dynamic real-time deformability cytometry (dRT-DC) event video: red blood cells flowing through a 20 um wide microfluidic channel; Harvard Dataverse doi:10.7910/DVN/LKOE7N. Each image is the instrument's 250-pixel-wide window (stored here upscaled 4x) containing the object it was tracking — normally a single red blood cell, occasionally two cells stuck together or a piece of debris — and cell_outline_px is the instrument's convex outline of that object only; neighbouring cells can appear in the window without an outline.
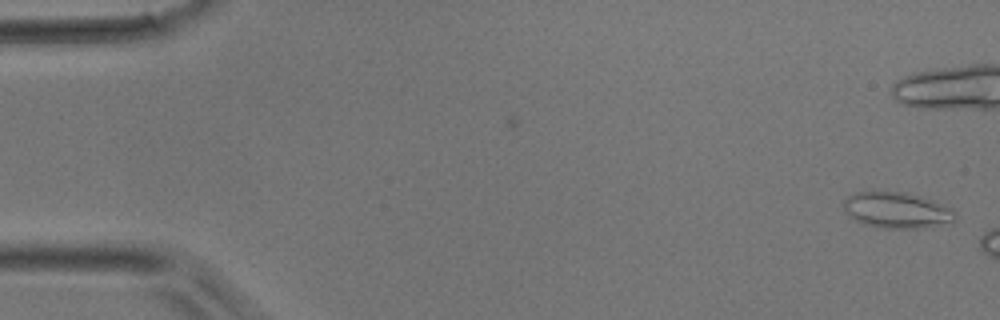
{"species": "common noctule bat (a hibernating species)", "species_latin": "Nyctalus noctula", "temperature_condition": "room temperature", "stored_images_in_passage": 6, "camera_frame_rate_fps": 3000, "um_per_image_px": 0.085, "animal": {"sex": "male", "body_mass_g": 17.9}, "frame": {"image": 1, "passage_image": 1, "time_ms": 0.0, "image_size_px": [1000, 320], "cell_outline_px": [[956, 220], [952, 224], [924, 228], [884, 228], [864, 224], [856, 220], [844, 212], [844, 200], [848, 196], [856, 192], [904, 192], [932, 200], [952, 208], [956, 212]], "centroid_in_image_um": [76.29, 17.89], "position_along_channel_um": 8.7, "area_um2": 23.52}}